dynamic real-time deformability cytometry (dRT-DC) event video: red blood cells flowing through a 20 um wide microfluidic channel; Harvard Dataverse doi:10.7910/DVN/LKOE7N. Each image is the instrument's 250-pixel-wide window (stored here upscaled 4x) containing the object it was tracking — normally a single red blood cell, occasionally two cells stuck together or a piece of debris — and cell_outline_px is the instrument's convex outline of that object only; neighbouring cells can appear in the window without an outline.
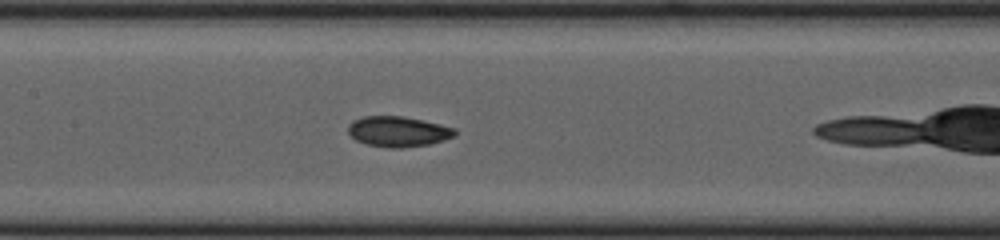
{"species": "common noctule bat (a hibernating species)", "species_latin": "Nyctalus noctula", "temperature_condition": "cold", "stored_images_in_passage": 28, "camera_frame_rate_fps": 3000, "um_per_image_px": 0.085, "animal": {"sex": "female", "body_mass_g": 23.0, "forearm_length_mm": 53.4}, "frame": {"image": 1, "passage_image": 9, "time_ms": 2.667, "image_size_px": [1000, 240], "cell_outline_px": [[456, 132], [452, 136], [444, 140], [428, 144], [400, 148], [388, 148], [368, 144], [356, 140], [348, 132], [348, 124], [352, 120], [364, 116], [404, 116], [424, 120], [456, 128]], "centroid_in_image_um": [33.82, 11.17], "position_along_channel_um": 173.6, "area_um2": 18.9}}
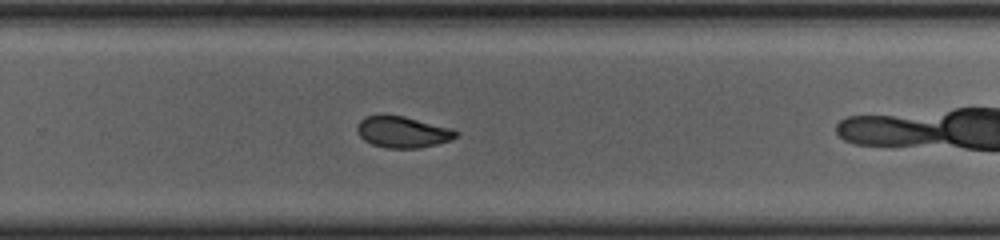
{"frame": {"image": 2, "passage_image": 19, "time_ms": 6.0, "image_size_px": [1000, 240], "cell_outline_px": [[460, 132], [452, 140], [420, 148], [384, 148], [372, 144], [364, 140], [360, 136], [356, 128], [360, 120], [364, 116], [404, 116], [452, 128]], "centroid_in_image_um": [34.25, 11.23], "position_along_channel_um": 295.6, "area_um2": 17.98}}
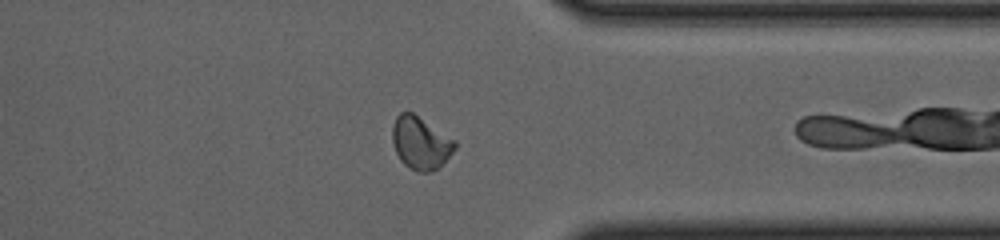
{"frame": {"image": 3, "passage_image": 26, "time_ms": 8.333, "image_size_px": [1000, 240], "cell_outline_px": [[456, 148], [432, 172], [420, 172], [404, 164], [400, 160], [396, 152], [392, 140], [392, 124], [396, 116], [400, 112], [412, 112], [456, 140]], "centroid_in_image_um": [35.72, 12.12], "position_along_channel_um": 375.7, "area_um2": 18.96}}